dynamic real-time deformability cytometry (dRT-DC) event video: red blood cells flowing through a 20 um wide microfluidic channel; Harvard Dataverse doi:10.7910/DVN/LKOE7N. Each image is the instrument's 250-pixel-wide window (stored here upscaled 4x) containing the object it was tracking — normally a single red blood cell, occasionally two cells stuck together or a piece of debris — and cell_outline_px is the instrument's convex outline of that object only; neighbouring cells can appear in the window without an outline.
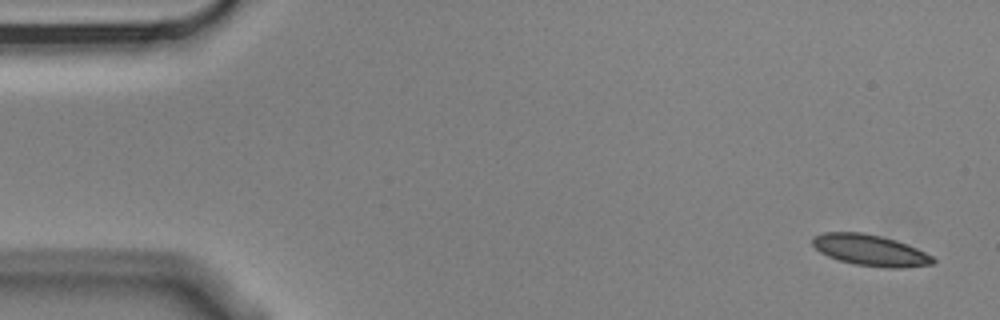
{"species": "Egyptian fruit bat (a non-hibernating species)", "species_latin": "Rousettus aegyptiacus", "temperature_condition": "cold", "stored_images_in_passage": 6, "segment_of_instrument_passage": [1, 2], "camera_frame_rate_fps": 3000, "um_per_image_px": 0.085, "animal": {"sex": "male"}, "frame": {"image": 1, "passage_image": 1, "time_ms": 0.0, "image_size_px": [1000, 320], "cell_outline_px": [[936, 260], [932, 264], [904, 268], [884, 268], [856, 264], [840, 260], [828, 256], [820, 252], [812, 244], [812, 236], [824, 232], [864, 232], [896, 240], [916, 248], [932, 256]], "centroid_in_image_um": [73.96, 21.26], "position_along_channel_um": 11.0, "area_um2": 21.85}}
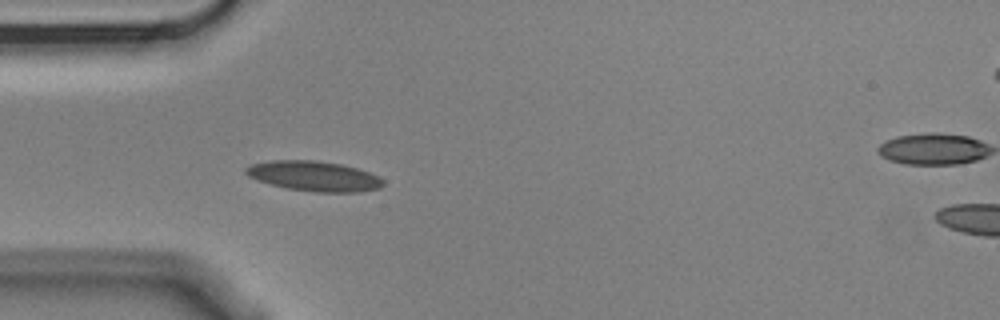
{"frame": {"image": 2, "passage_image": 5, "time_ms": 1.333, "image_size_px": [1000, 320], "cell_outline_px": [[384, 184], [380, 188], [360, 192], [316, 192], [288, 188], [256, 180], [248, 176], [244, 172], [244, 168], [252, 164], [272, 160], [316, 160], [344, 164], [368, 172], [384, 180]], "centroid_in_image_um": [26.69, 14.96], "position_along_channel_um": 58.3, "area_um2": 24.04}}